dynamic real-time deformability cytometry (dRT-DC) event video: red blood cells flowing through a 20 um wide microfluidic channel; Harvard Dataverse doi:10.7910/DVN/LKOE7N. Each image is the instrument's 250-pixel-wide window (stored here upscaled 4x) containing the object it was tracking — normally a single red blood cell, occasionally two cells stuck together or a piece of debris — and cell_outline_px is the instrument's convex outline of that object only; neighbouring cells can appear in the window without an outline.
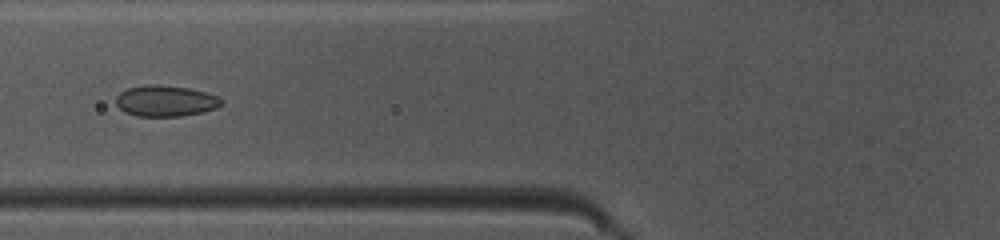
{"species": "common noctule bat (a hibernating species)", "species_latin": "Nyctalus noctula", "temperature_condition": "warm", "stored_images_in_passage": 36, "camera_frame_rate_fps": 3000, "um_per_image_px": 0.085, "animal": {"sex": "female", "body_mass_g": 10.0, "forearm_length_mm": 53.1}, "frame": {"image": 1, "passage_image": 7, "time_ms": 2.0, "image_size_px": [1000, 240], "cell_outline_px": [[220, 104], [216, 108], [204, 112], [180, 116], [136, 116], [124, 112], [116, 104], [116, 96], [120, 92], [128, 88], [148, 84], [152, 84], [188, 88], [204, 92], [216, 96], [220, 100]], "centroid_in_image_um": [14.02, 8.58], "position_along_channel_um": 111.8, "area_um2": 18.84}}
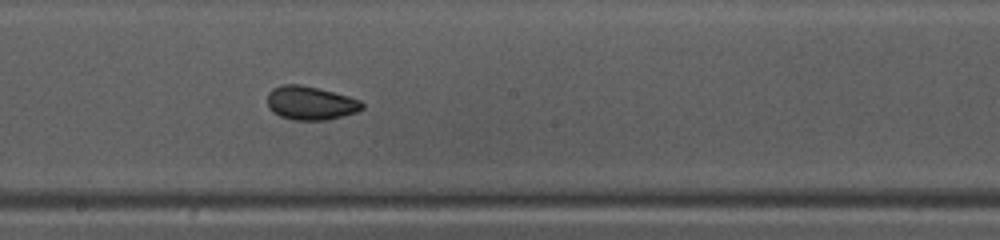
{"frame": {"image": 2, "passage_image": 15, "time_ms": 4.667, "image_size_px": [1000, 240], "cell_outline_px": [[364, 108], [356, 112], [328, 120], [292, 120], [280, 116], [272, 112], [268, 108], [268, 92], [272, 88], [284, 84], [300, 84], [348, 96], [360, 100], [364, 104]], "centroid_in_image_um": [26.37, 8.77], "position_along_channel_um": 221.8, "area_um2": 18.61}}
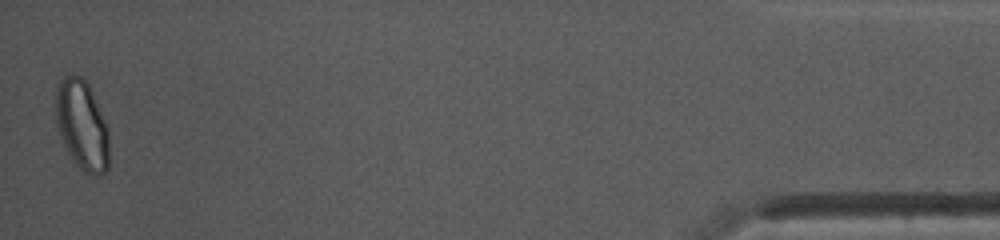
{"frame": {"image": 3, "passage_image": 36, "time_ms": 11.667, "image_size_px": [1000, 240], "cell_outline_px": [[108, 168], [100, 176], [92, 176], [84, 172], [72, 160], [64, 144], [56, 124], [56, 88], [60, 80], [64, 76], [72, 72], [80, 76], [88, 84], [92, 92], [108, 128]], "centroid_in_image_um": [6.96, 10.63], "position_along_channel_um": 428.2, "area_um2": 27.98}, "authors_computed_cell_mechanics": {"area_um2": 18.7272, "velocity_mm_per_s": 4.1097, "shape_relaxation_time_tau1_ms": 2.5383, "shape_relaxation_time_tau2_ms": 1.3256, "deformation_change_tau1": 0.0892, "deformation_change_tau2": 0.0555}}